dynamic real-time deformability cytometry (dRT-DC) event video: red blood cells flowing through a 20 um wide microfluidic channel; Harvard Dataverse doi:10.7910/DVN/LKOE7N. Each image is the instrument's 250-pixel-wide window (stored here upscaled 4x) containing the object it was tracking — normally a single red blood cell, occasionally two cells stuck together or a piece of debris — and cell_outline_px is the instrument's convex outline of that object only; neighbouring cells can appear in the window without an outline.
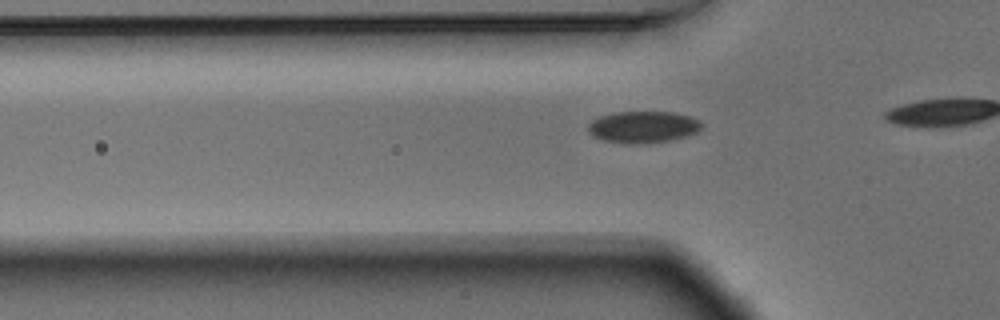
{"species": "Egyptian fruit bat (a non-hibernating species)", "species_latin": "Rousettus aegyptiacus", "temperature_condition": "warm", "stored_images_in_passage": 13, "camera_frame_rate_fps": 3000, "um_per_image_px": 0.085, "animal": {"sex": "male"}, "frame": {"image": 1, "passage_image": 10, "time_ms": 3.0, "image_size_px": [1000, 320], "cell_outline_px": [[704, 124], [696, 132], [684, 136], [668, 140], [640, 144], [624, 144], [600, 140], [592, 136], [588, 132], [588, 124], [592, 120], [600, 116], [612, 112], [672, 112], [688, 116], [700, 120]], "centroid_in_image_um": [54.6, 10.8], "position_along_channel_um": 71.2, "area_um2": 21.1}}